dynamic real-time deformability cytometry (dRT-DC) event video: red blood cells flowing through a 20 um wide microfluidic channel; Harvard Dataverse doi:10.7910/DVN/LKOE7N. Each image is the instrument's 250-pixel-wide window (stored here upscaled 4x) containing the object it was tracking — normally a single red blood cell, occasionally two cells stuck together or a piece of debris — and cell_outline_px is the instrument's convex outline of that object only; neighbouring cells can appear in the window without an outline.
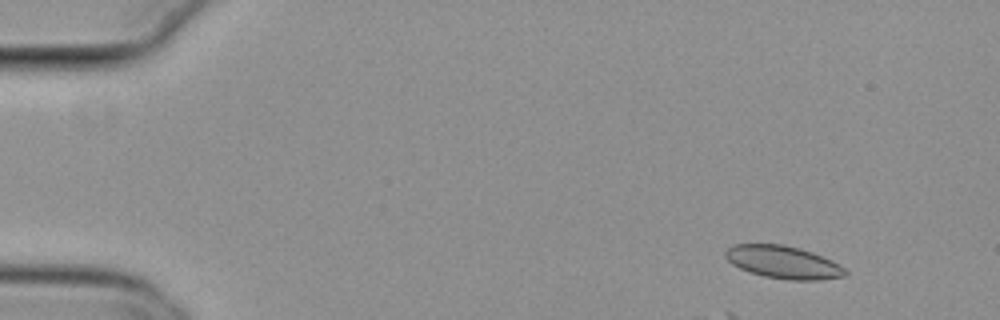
{"species": "common noctule bat (a hibernating species)", "species_latin": "Nyctalus noctula", "temperature_condition": "cold", "stored_images_in_passage": 55, "camera_frame_rate_fps": 3000, "um_per_image_px": 0.085, "animal": {"sex": "female", "body_mass_g": 29.2, "forearm_length_mm": 56.3}, "frame": {"image": 1, "passage_image": 6, "time_ms": 1.667, "image_size_px": [1000, 320], "cell_outline_px": [[848, 276], [820, 280], [788, 280], [764, 276], [740, 268], [732, 264], [724, 256], [724, 252], [732, 244], [784, 244], [800, 248], [812, 252], [832, 260], [840, 264], [848, 272]], "centroid_in_image_um": [66.61, 22.28], "position_along_channel_um": 18.4, "area_um2": 23.0}}